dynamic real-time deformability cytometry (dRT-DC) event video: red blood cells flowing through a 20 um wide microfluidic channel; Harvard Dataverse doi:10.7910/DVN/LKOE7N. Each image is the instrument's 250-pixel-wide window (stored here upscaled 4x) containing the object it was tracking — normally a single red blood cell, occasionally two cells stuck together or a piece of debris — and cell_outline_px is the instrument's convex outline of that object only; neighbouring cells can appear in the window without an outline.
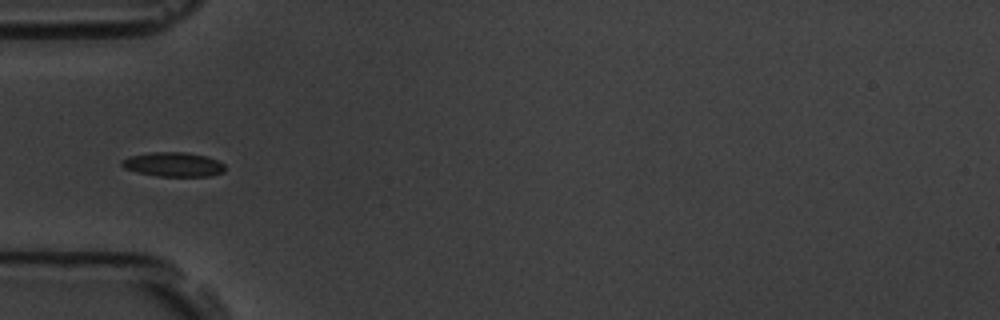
{"species": "common noctule bat (a hibernating species)", "species_latin": "Nyctalus noctula", "temperature_condition": "room temperature", "stored_images_in_passage": 15, "camera_frame_rate_fps": 3000, "um_per_image_px": 0.085, "animal": {"sex": "male", "body_mass_g": 19.5, "forearm_length_mm": 54.6}, "frame": {"image": 1, "passage_image": 5, "time_ms": 1.333, "image_size_px": [1000, 320], "cell_outline_px": [[224, 172], [208, 176], [156, 176], [136, 172], [124, 168], [120, 164], [120, 160], [132, 156], [148, 152], [184, 152], [208, 156], [224, 164]], "centroid_in_image_um": [14.71, 13.97], "position_along_channel_um": 70.3, "area_um2": 14.68}}
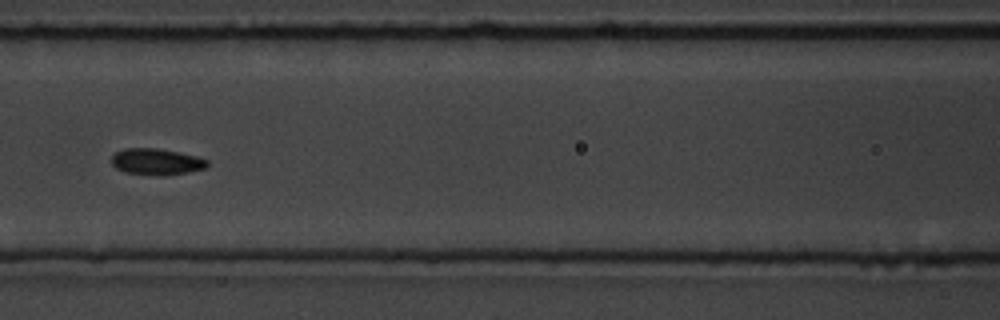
{"frame": {"image": 2, "passage_image": 7, "time_ms": 2.0, "image_size_px": [1000, 320], "cell_outline_px": [[208, 164], [204, 168], [188, 172], [124, 172], [116, 168], [112, 164], [112, 156], [116, 152], [124, 148], [156, 148], [196, 156], [208, 160]], "centroid_in_image_um": [13.26, 13.68], "position_along_channel_um": 153.3, "area_um2": 13.64}}
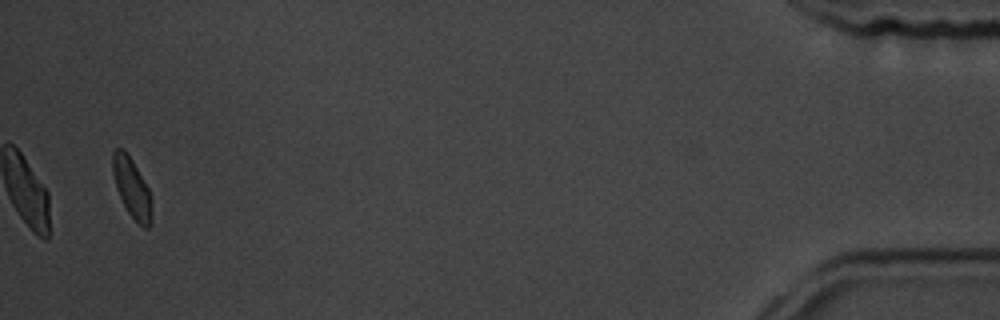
{"frame": {"image": 3, "passage_image": 15, "time_ms": 4.667, "image_size_px": [1000, 320], "cell_outline_px": [[152, 204], [148, 228], [144, 228], [128, 212], [116, 188], [112, 172], [112, 152], [116, 148], [124, 148], [132, 160], [148, 188], [152, 200]], "centroid_in_image_um": [11.18, 15.91], "position_along_channel_um": 424.0, "area_um2": 13.29}}